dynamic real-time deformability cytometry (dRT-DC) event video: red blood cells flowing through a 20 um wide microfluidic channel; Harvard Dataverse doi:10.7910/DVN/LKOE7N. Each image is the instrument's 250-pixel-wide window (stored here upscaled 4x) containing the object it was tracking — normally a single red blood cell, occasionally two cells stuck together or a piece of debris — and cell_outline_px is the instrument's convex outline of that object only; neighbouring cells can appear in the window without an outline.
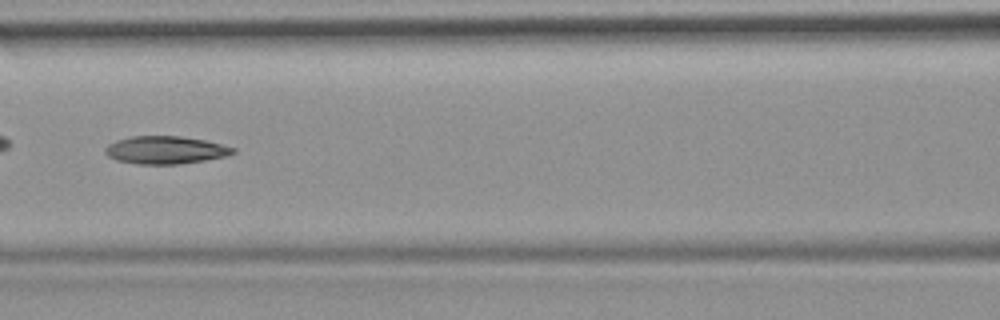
{"species": "common noctule bat (a hibernating species)", "species_latin": "Nyctalus noctula", "temperature_condition": "room temperature", "stored_images_in_passage": 9, "camera_frame_rate_fps": 3000, "um_per_image_px": 0.085, "animal": {"sex": "female", "body_mass_g": 19.9}, "frame": {"image": 1, "passage_image": 6, "time_ms": 1.667, "image_size_px": [1000, 320], "cell_outline_px": [[236, 152], [224, 156], [204, 160], [180, 164], [136, 164], [116, 160], [108, 156], [104, 152], [104, 148], [108, 144], [116, 140], [132, 136], [180, 136], [204, 140], [236, 148]], "centroid_in_image_um": [14.02, 12.75], "position_along_channel_um": 152.6, "area_um2": 20.63}}